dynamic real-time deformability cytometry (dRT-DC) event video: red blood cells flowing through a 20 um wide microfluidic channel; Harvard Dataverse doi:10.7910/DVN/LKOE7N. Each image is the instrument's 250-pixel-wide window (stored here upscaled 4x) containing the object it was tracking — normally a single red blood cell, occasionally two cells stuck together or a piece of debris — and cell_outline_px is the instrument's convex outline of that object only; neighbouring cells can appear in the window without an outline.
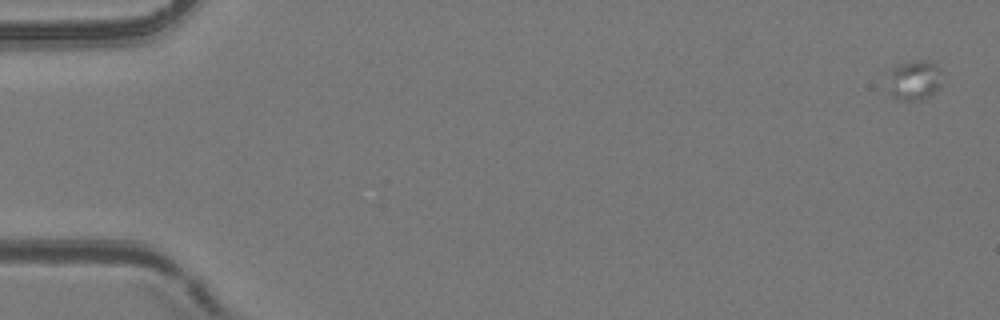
{"species": "common noctule bat (a hibernating species)", "species_latin": "Nyctalus noctula", "temperature_condition": "room temperature", "stored_images_in_passage": 5, "camera_frame_rate_fps": 3000, "um_per_image_px": 0.085, "animal": {"sex": "female", "body_mass_g": 24.6, "forearm_length_mm": 56.2}, "frame": {"image": 1, "passage_image": 1, "time_ms": 0.0, "image_size_px": [1000, 320], "cell_outline_px": [[944, 72], [940, 88], [932, 96], [924, 100], [900, 100], [892, 96], [888, 92], [892, 68], [896, 64], [916, 60], [924, 60], [936, 64]], "centroid_in_image_um": [77.79, 6.83], "position_along_channel_um": 7.2, "area_um2": 13.06}}
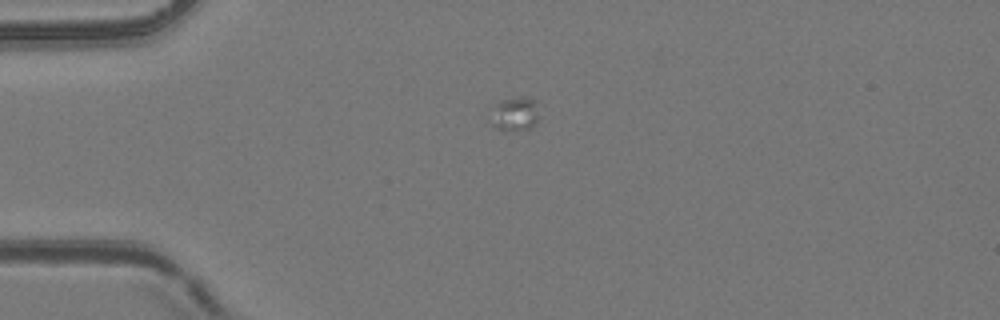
{"frame": {"image": 2, "passage_image": 4, "time_ms": 4.667, "image_size_px": [1000, 320], "cell_outline_px": [[540, 116], [536, 124], [532, 128], [508, 132], [504, 132], [488, 124], [496, 104], [504, 100], [528, 96], [536, 100]], "centroid_in_image_um": [43.8, 9.74], "position_along_channel_um": 41.2, "area_um2": 10.0}}